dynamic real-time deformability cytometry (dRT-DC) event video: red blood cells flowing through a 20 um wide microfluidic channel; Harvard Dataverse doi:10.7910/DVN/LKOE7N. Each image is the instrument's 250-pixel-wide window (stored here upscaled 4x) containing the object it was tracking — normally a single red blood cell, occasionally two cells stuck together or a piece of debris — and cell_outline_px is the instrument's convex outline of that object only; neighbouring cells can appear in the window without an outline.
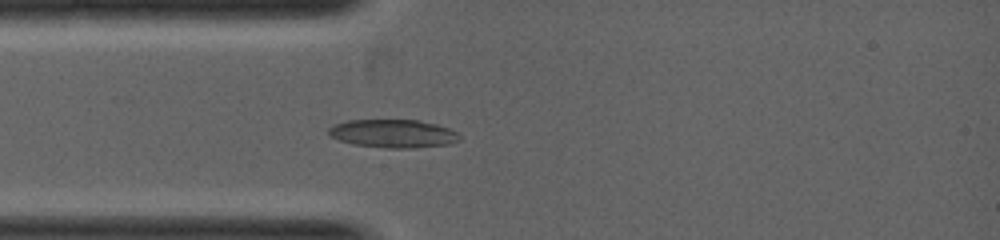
{"species": "common noctule bat (a hibernating species)", "species_latin": "Nyctalus noctula", "temperature_condition": "warm", "stored_images_in_passage": 2, "camera_frame_rate_fps": 5000, "um_per_image_px": 0.085, "animal": {"sex": "female", "body_mass_g": 19.0, "forearm_length_mm": 53.3}, "frame": {"image": 1, "passage_image": 2, "time_ms": 0.6, "image_size_px": [1000, 240], "cell_outline_px": [[460, 140], [452, 144], [412, 148], [384, 148], [356, 144], [340, 140], [328, 136], [328, 128], [336, 124], [348, 120], [416, 120], [436, 124], [448, 128], [456, 132], [460, 136]], "centroid_in_image_um": [33.43, 11.36], "position_along_channel_um": 51.6, "area_um2": 21.5}}